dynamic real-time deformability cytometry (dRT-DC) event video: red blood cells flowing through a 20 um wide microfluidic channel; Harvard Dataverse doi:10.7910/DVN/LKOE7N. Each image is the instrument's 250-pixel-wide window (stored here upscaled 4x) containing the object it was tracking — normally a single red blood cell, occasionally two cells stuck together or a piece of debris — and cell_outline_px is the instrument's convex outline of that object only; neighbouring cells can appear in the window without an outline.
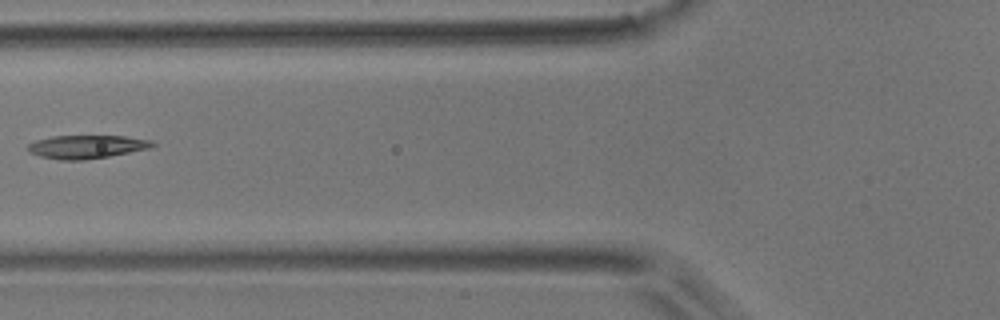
{"species": "common noctule bat (a hibernating species)", "species_latin": "Nyctalus noctula", "temperature_condition": "room temperature", "stored_images_in_passage": 7, "camera_frame_rate_fps": 3000, "um_per_image_px": 0.085, "animal": {"sex": "male", "body_mass_g": 17.9}, "frame": {"image": 1, "passage_image": 6, "time_ms": 6.0, "image_size_px": [1000, 320], "cell_outline_px": [[156, 144], [152, 148], [108, 156], [84, 160], [60, 160], [40, 156], [28, 152], [28, 144], [36, 140], [52, 136], [124, 136], [152, 140]], "centroid_in_image_um": [7.37, 12.47], "position_along_channel_um": 118.4, "area_um2": 16.94}}
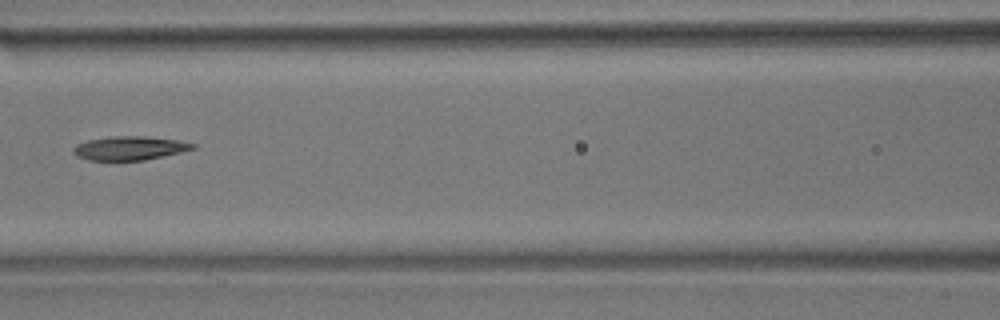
{"frame": {"image": 2, "passage_image": 7, "time_ms": 7.0, "image_size_px": [1000, 320], "cell_outline_px": [[196, 148], [180, 152], [144, 160], [116, 164], [88, 160], [76, 156], [72, 152], [72, 148], [76, 144], [88, 140], [112, 136], [144, 136], [176, 140], [196, 144]], "centroid_in_image_um": [10.92, 12.64], "position_along_channel_um": 155.7, "area_um2": 17.28}}